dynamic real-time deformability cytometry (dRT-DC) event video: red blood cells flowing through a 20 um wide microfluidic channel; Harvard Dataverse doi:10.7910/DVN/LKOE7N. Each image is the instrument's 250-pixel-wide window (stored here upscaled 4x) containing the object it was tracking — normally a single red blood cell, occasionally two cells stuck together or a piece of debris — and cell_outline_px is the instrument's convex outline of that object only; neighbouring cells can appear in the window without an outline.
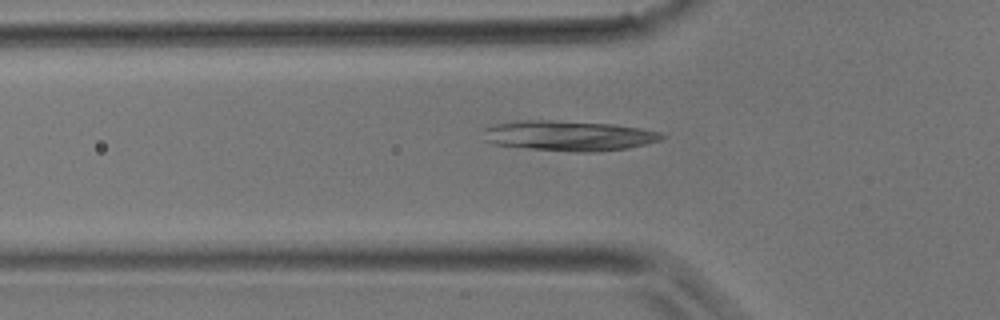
{"species": "common noctule bat (a hibernating species)", "species_latin": "Nyctalus noctula", "temperature_condition": "room temperature", "stored_images_in_passage": 25, "camera_frame_rate_fps": 3000, "um_per_image_px": 0.085, "animal": {"sex": "male", "body_mass_g": 17.9}, "frame": {"image": 1, "passage_image": 3, "time_ms": 0.667, "image_size_px": [1000, 320], "cell_outline_px": [[664, 136], [660, 140], [628, 148], [596, 152], [572, 152], [528, 148], [492, 144], [484, 140], [484, 128], [496, 124], [520, 120], [552, 120], [612, 124], [640, 128], [660, 132]], "centroid_in_image_um": [48.31, 11.54], "position_along_channel_um": 77.5, "area_um2": 31.33}}
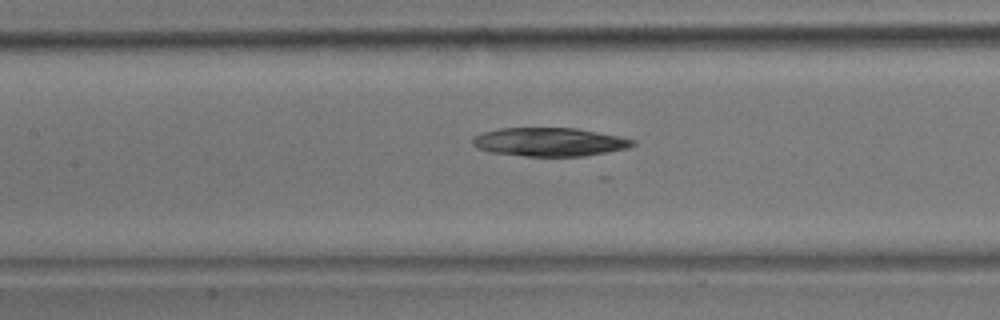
{"frame": {"image": 2, "passage_image": 8, "time_ms": 2.333, "image_size_px": [1000, 320], "cell_outline_px": [[636, 144], [628, 148], [608, 152], [584, 156], [524, 156], [488, 152], [476, 148], [472, 144], [472, 140], [476, 136], [484, 132], [500, 128], [576, 128], [636, 140]], "centroid_in_image_um": [46.69, 12.07], "position_along_channel_um": 160.7, "area_um2": 26.59}}
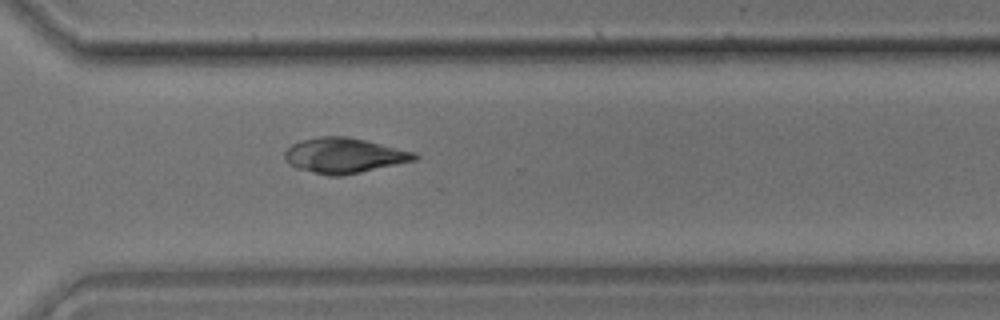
{"frame": {"image": 3, "passage_image": 19, "time_ms": 6.0, "image_size_px": [1000, 320], "cell_outline_px": [[420, 156], [416, 160], [344, 176], [328, 176], [296, 168], [288, 164], [284, 160], [284, 152], [292, 144], [300, 140], [320, 136], [344, 136], [364, 140], [416, 152]], "centroid_in_image_um": [29.23, 13.23], "position_along_channel_um": 341.4, "area_um2": 26.82}}